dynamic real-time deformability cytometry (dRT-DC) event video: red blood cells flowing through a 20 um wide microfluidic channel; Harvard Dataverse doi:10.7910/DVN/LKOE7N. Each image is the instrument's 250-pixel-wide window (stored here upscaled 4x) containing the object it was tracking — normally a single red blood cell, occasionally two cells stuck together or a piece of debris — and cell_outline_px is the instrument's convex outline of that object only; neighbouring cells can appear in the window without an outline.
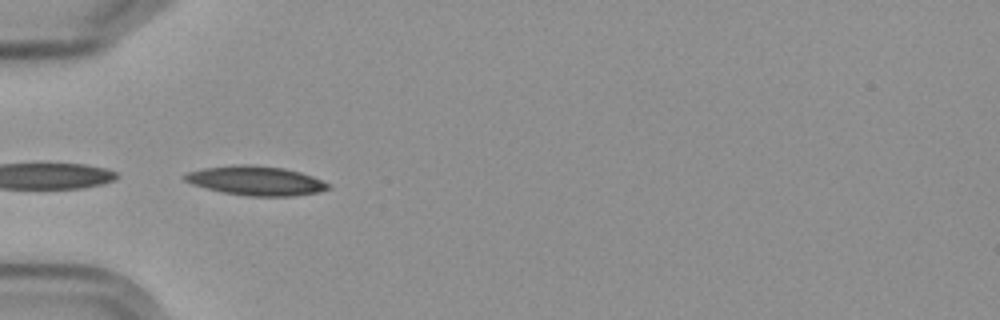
{"species": "Egyptian fruit bat (a non-hibernating species)", "species_latin": "Rousettus aegyptiacus", "temperature_condition": "cold", "stored_images_in_passage": 6, "camera_frame_rate_fps": 3000, "um_per_image_px": 0.085, "frame": {"image": 1, "passage_image": 3, "time_ms": 3.333, "image_size_px": [1000, 320], "cell_outline_px": [[332, 188], [316, 192], [292, 196], [248, 196], [224, 192], [192, 184], [184, 180], [184, 176], [188, 172], [204, 168], [244, 164], [252, 164], [284, 168], [300, 172], [312, 176], [328, 184]], "centroid_in_image_um": [21.76, 15.35], "position_along_channel_um": 63.2, "area_um2": 24.1}}